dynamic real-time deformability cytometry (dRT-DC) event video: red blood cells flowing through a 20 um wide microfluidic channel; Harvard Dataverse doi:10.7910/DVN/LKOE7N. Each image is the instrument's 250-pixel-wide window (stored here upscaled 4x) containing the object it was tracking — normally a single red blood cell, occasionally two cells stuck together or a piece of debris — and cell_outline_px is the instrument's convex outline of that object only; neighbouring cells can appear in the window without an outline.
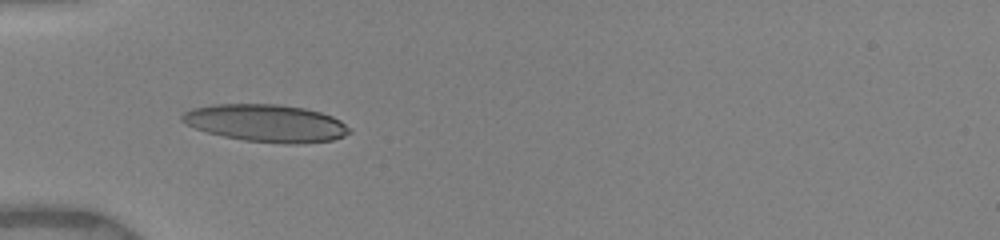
{"species": "human", "species_latin": "Homo sapiens", "temperature_condition": "warm", "stored_images_in_passage": 66, "camera_frame_rate_fps": 3000, "um_per_image_px": 0.085, "donor": {"sex": "female"}, "frame": {"image": 1, "passage_image": 1, "time_ms": 0.0, "image_size_px": [1000, 240], "cell_outline_px": [[352, 132], [344, 136], [332, 140], [300, 144], [284, 144], [244, 140], [224, 136], [208, 132], [184, 124], [180, 120], [180, 116], [184, 112], [192, 108], [212, 104], [280, 104], [304, 108], [320, 112], [332, 116], [340, 120], [352, 128]], "centroid_in_image_um": [22.64, 10.46], "position_along_channel_um": 62.4, "area_um2": 36.76}}
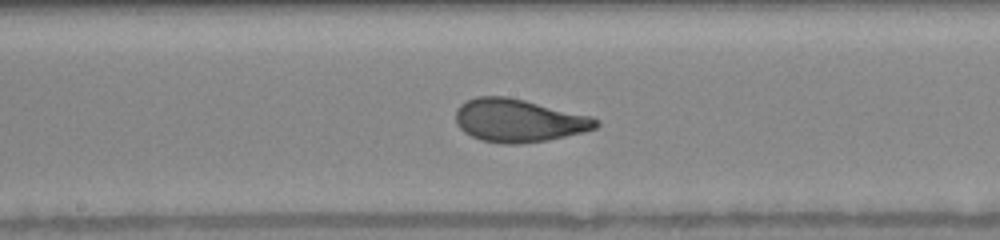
{"frame": {"image": 2, "passage_image": 24, "time_ms": 3.667, "image_size_px": [1000, 240], "cell_outline_px": [[600, 124], [596, 128], [584, 132], [548, 140], [516, 144], [504, 144], [480, 140], [464, 132], [456, 124], [456, 108], [464, 100], [476, 96], [508, 96], [592, 116], [600, 120]], "centroid_in_image_um": [44.08, 10.23], "position_along_channel_um": 204.1, "area_um2": 35.49}}
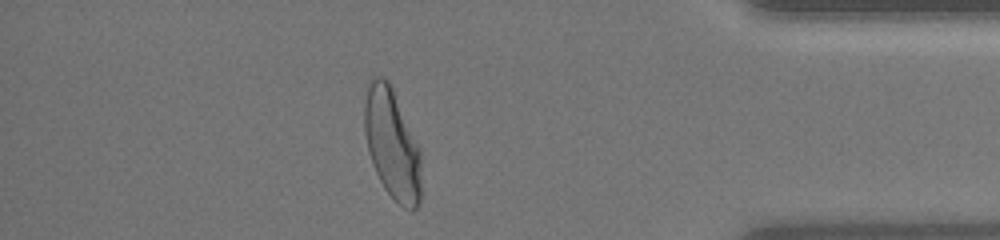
{"frame": {"image": 3, "passage_image": 51, "time_ms": 9.333, "image_size_px": [1000, 240], "cell_outline_px": [[420, 200], [416, 208], [412, 212], [396, 204], [384, 188], [372, 164], [368, 152], [364, 132], [364, 104], [368, 84], [372, 76], [384, 76], [388, 80], [392, 88], [420, 148]], "centroid_in_image_um": [33.31, 12.26], "position_along_channel_um": 401.9, "area_um2": 36.76}, "authors_computed_cell_mechanics": {"area_um2": 35.4603, "velocity_mm_per_s": 3.9907, "shape_relaxation_time_tau1_ms": 3.5168, "shape_relaxation_time_tau2_ms": null, "deformation_change_tau1": 0.1738, "deformation_change_tau2": null}}